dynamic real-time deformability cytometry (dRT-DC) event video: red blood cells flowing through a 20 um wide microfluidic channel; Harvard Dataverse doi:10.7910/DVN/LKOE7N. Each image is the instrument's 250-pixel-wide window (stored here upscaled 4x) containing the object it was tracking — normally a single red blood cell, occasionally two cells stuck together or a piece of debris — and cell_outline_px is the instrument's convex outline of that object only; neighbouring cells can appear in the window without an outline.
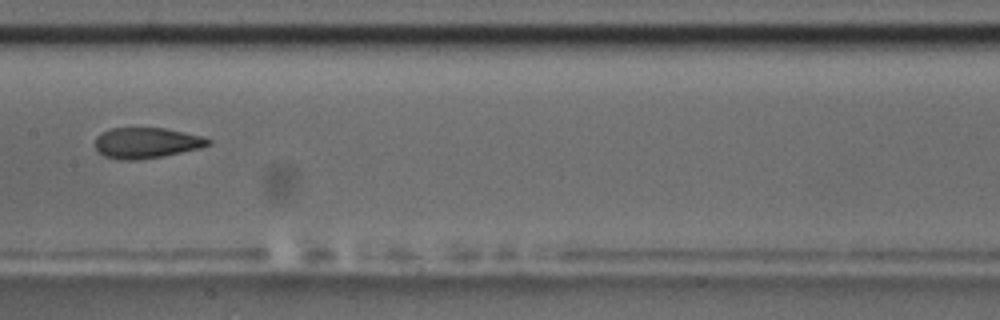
{"species": "common noctule bat (a hibernating species)", "species_latin": "Nyctalus noctula", "temperature_condition": "room temperature", "stored_images_in_passage": 9, "camera_frame_rate_fps": 3000, "um_per_image_px": 0.085, "animal": {"sex": "male", "body_mass_g": 17.5, "forearm_length_mm": 52.3}, "frame": {"image": 1, "passage_image": 8, "time_ms": 9.0, "image_size_px": [1000, 320], "cell_outline_px": [[212, 144], [200, 148], [160, 156], [136, 160], [120, 160], [104, 156], [96, 152], [96, 136], [112, 128], [164, 128], [204, 136], [212, 140]], "centroid_in_image_um": [12.45, 12.14], "position_along_channel_um": 194.9, "area_um2": 20.17}}